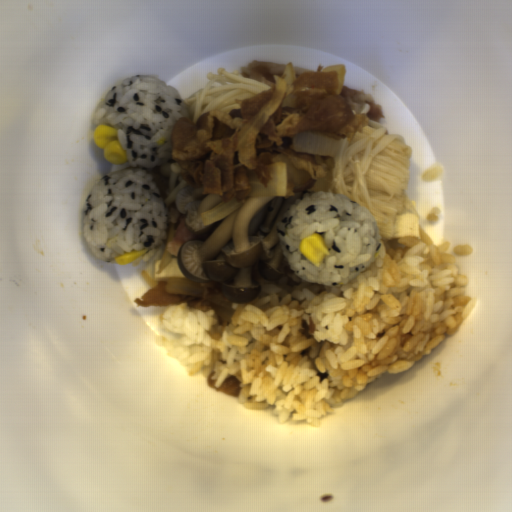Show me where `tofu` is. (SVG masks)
Instances as JSON below:
<instances>
[{"label": "tofu", "mask_w": 512, "mask_h": 512, "mask_svg": "<svg viewBox=\"0 0 512 512\" xmlns=\"http://www.w3.org/2000/svg\"><path fill=\"white\" fill-rule=\"evenodd\" d=\"M162 259H159L154 262L153 264V272H154V280L159 284L162 280H168L169 278H183L186 279V277L183 275V273L179 269L178 262L176 260V257H171V260L168 264V266L163 269L160 273L158 272V267ZM187 280V279H186Z\"/></svg>", "instance_id": "obj_2"}, {"label": "tofu", "mask_w": 512, "mask_h": 512, "mask_svg": "<svg viewBox=\"0 0 512 512\" xmlns=\"http://www.w3.org/2000/svg\"><path fill=\"white\" fill-rule=\"evenodd\" d=\"M419 236V217L412 213H403L396 217L392 238H419Z\"/></svg>", "instance_id": "obj_1"}]
</instances>
